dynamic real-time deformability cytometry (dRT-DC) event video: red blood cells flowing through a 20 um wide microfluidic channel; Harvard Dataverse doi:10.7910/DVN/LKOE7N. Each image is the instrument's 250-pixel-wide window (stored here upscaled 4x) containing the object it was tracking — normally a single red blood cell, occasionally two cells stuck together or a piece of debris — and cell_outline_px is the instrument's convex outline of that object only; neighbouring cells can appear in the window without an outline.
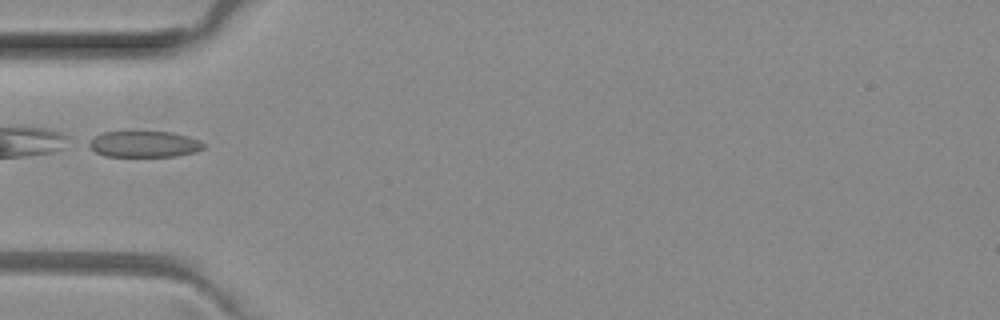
{"species": "common noctule bat (a hibernating species)", "species_latin": "Nyctalus noctula", "temperature_condition": "room temperature", "stored_images_in_passage": 3, "camera_frame_rate_fps": 3000, "um_per_image_px": 0.085, "animal": {"sex": "female", "body_mass_g": 29.2, "forearm_length_mm": 56.3}, "frame": {"image": 1, "passage_image": 1, "time_ms": 0.0, "image_size_px": [1000, 320], "cell_outline_px": [[204, 148], [196, 152], [176, 156], [104, 156], [96, 152], [88, 144], [88, 140], [104, 132], [172, 132], [188, 136], [200, 140], [204, 144]], "centroid_in_image_um": [12.28, 12.25], "position_along_channel_um": 72.7, "area_um2": 17.4}}
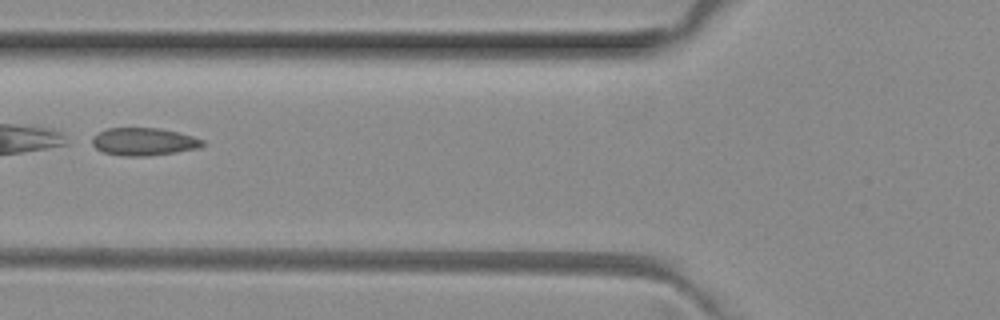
{"frame": {"image": 2, "passage_image": 2, "time_ms": 0.333, "image_size_px": [1000, 320], "cell_outline_px": [[204, 144], [200, 148], [176, 152], [144, 156], [124, 156], [104, 152], [96, 148], [92, 144], [92, 136], [108, 128], [160, 128], [192, 136], [204, 140]], "centroid_in_image_um": [12.22, 12.04], "position_along_channel_um": 113.6, "area_um2": 17.69}}
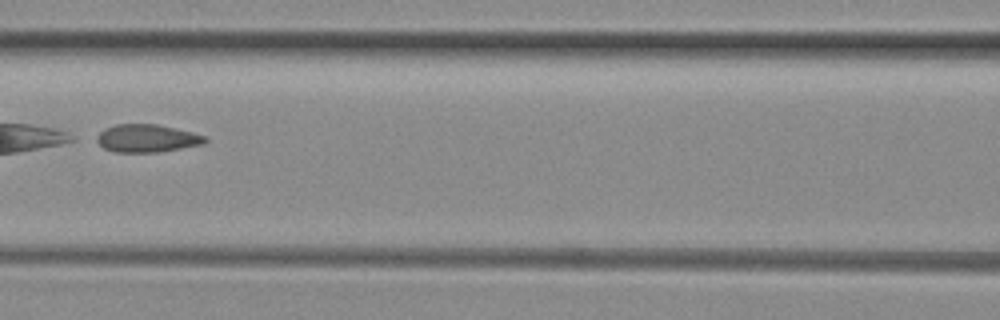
{"frame": {"image": 3, "passage_image": 3, "time_ms": 0.667, "image_size_px": [1000, 320], "cell_outline_px": [[208, 140], [204, 144], [156, 152], [116, 152], [104, 148], [92, 140], [104, 128], [116, 124], [156, 124], [176, 128], [192, 132], [204, 136]], "centroid_in_image_um": [12.43, 11.75], "position_along_channel_um": 154.2, "area_um2": 17.63}}